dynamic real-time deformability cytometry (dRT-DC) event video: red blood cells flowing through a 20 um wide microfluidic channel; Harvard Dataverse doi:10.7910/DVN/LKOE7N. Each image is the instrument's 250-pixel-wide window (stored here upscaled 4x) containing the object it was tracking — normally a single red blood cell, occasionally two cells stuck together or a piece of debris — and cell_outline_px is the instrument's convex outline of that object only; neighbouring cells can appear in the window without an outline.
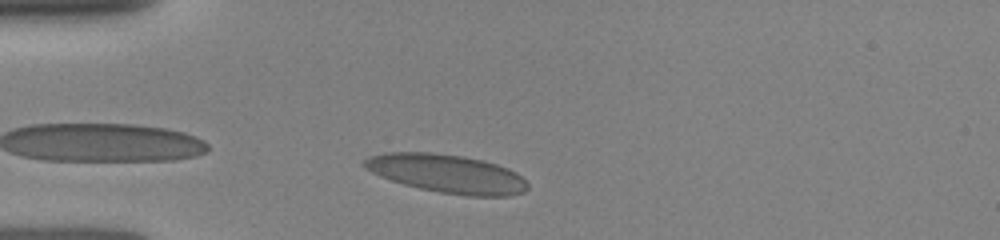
{"species": "human", "species_latin": "Homo sapiens", "temperature_condition": "room temperature", "stored_images_in_passage": 4, "camera_frame_rate_fps": 3000, "um_per_image_px": 0.085, "donor": {"sex": "female"}, "frame": {"image": 1, "passage_image": 2, "time_ms": 1.0, "image_size_px": [1000, 240], "cell_outline_px": [[528, 188], [524, 192], [508, 196], [468, 196], [440, 192], [420, 188], [404, 184], [380, 176], [364, 168], [360, 164], [368, 156], [388, 152], [428, 152], [460, 156], [480, 160], [496, 164], [508, 168], [516, 172], [528, 184]], "centroid_in_image_um": [37.97, 14.76], "position_along_channel_um": 47.0, "area_um2": 36.41}}
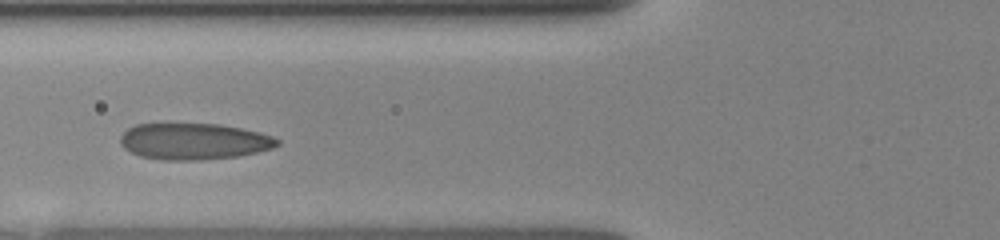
{"frame": {"image": 2, "passage_image": 4, "time_ms": 3.0, "image_size_px": [1000, 240], "cell_outline_px": [[280, 144], [272, 148], [256, 152], [236, 156], [200, 160], [160, 160], [140, 156], [124, 148], [120, 144], [120, 136], [128, 128], [136, 124], [172, 120], [220, 124], [260, 132], [276, 136], [280, 140]], "centroid_in_image_um": [16.44, 11.96], "position_along_channel_um": 109.4, "area_um2": 34.56}}